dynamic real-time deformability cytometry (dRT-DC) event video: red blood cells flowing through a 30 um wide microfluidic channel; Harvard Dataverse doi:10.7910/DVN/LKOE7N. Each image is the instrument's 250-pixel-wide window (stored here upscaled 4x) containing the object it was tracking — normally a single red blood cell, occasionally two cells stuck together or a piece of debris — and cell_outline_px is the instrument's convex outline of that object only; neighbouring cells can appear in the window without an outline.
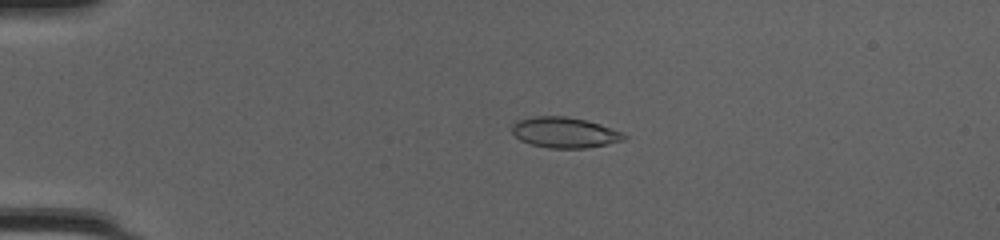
{"species": "common noctule bat (a hibernating species)", "species_latin": "Nyctalus noctula", "temperature_condition": "cold", "stored_images_in_passage": 51, "camera_frame_rate_fps": 3000, "um_per_image_px": 0.085, "animal": {"sex": "female", "body_mass_g": 20.0, "forearm_length_mm": 54.0}, "frame": {"image": 1, "passage_image": 13, "time_ms": 4.0, "image_size_px": [1000, 240], "cell_outline_px": [[628, 136], [624, 140], [584, 148], [548, 148], [532, 144], [520, 140], [512, 132], [512, 124], [516, 120], [532, 116], [564, 116], [588, 120], [624, 132]], "centroid_in_image_um": [47.99, 11.25], "position_along_channel_um": 37.0, "area_um2": 20.06}}
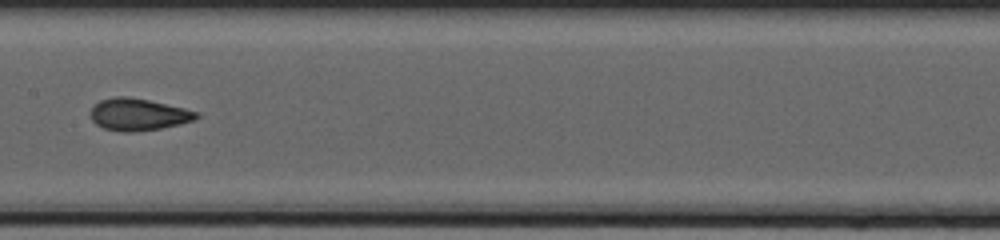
{"frame": {"image": 2, "passage_image": 28, "time_ms": 9.0, "image_size_px": [1000, 240], "cell_outline_px": [[200, 116], [196, 120], [180, 124], [160, 128], [132, 132], [128, 132], [104, 128], [96, 124], [92, 120], [92, 108], [100, 100], [116, 96], [128, 96], [148, 100], [184, 108], [200, 112]], "centroid_in_image_um": [11.8, 9.72], "position_along_channel_um": 195.6, "area_um2": 19.59}}
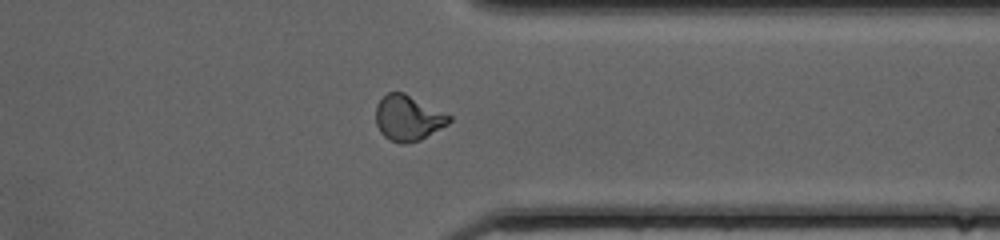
{"frame": {"image": 3, "passage_image": 41, "time_ms": 13.333, "image_size_px": [1000, 240], "cell_outline_px": [[452, 120], [448, 124], [420, 140], [404, 144], [400, 144], [388, 140], [380, 132], [376, 124], [376, 104], [388, 92], [404, 92], [452, 116]], "centroid_in_image_um": [34.67, 10.04], "position_along_channel_um": 376.7, "area_um2": 19.48}, "authors_computed_cell_mechanics": {"area_um2": 19.4786, "velocity_mm_per_s": 4.2227, "shape_relaxation_time_tau1_ms": 6.7974, "shape_relaxation_time_tau2_ms": 0.9941, "deformation_change_tau1": 0.169, "deformation_change_tau2": 0.0733}}